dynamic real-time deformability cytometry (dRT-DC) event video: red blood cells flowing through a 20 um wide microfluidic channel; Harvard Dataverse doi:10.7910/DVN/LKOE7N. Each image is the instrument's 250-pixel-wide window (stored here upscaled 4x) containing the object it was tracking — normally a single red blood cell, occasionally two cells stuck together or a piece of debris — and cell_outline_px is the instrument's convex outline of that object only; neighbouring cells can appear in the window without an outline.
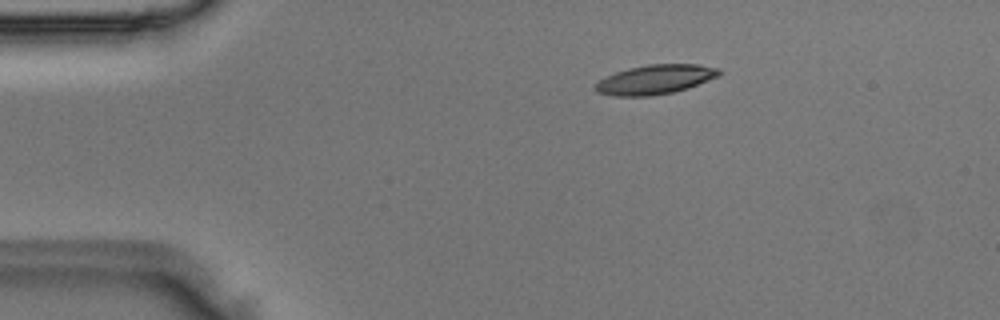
{"species": "Egyptian fruit bat (a non-hibernating species)", "species_latin": "Rousettus aegyptiacus", "temperature_condition": "room temperature", "stored_images_in_passage": 5, "camera_frame_rate_fps": 3000, "um_per_image_px": 0.085, "animal": {"sex": "male"}, "frame": {"image": 1, "passage_image": 2, "time_ms": 0.333, "image_size_px": [1000, 320], "cell_outline_px": [[720, 76], [688, 88], [672, 92], [652, 96], [612, 96], [596, 92], [592, 88], [600, 80], [616, 72], [628, 68], [648, 64], [696, 64], [720, 68]], "centroid_in_image_um": [55.69, 6.76], "position_along_channel_um": 29.3, "area_um2": 21.27}}
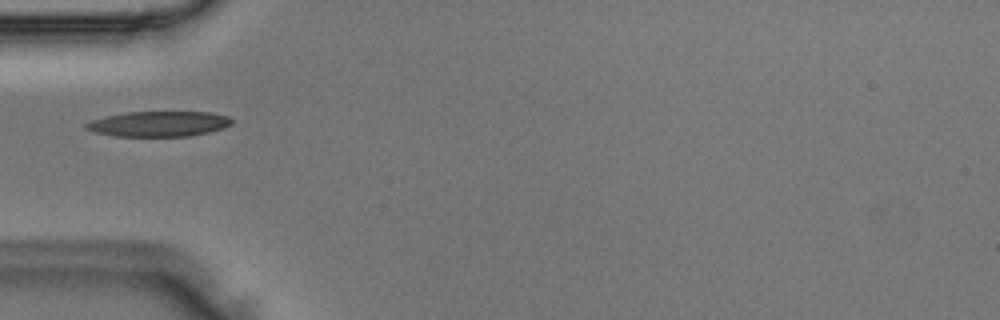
{"frame": {"image": 2, "passage_image": 4, "time_ms": 1.0, "image_size_px": [1000, 320], "cell_outline_px": [[232, 124], [224, 128], [208, 132], [188, 136], [116, 136], [96, 132], [84, 128], [84, 124], [92, 120], [108, 116], [128, 112], [212, 112], [228, 116], [232, 120]], "centroid_in_image_um": [13.53, 10.53], "position_along_channel_um": 71.5, "area_um2": 21.33}}
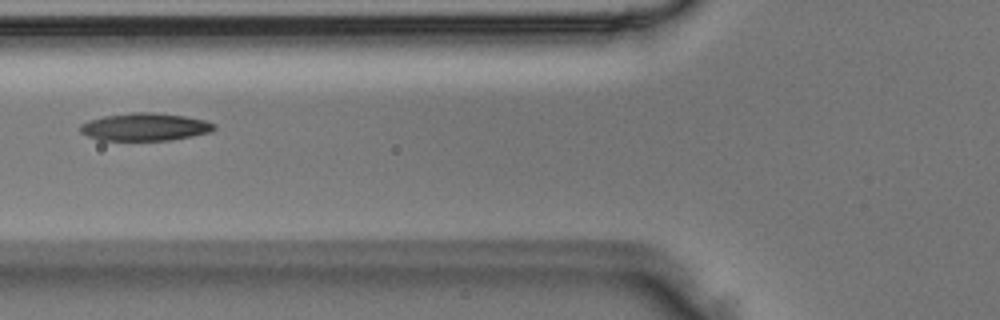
{"frame": {"image": 3, "passage_image": 5, "time_ms": 1.333, "image_size_px": [1000, 320], "cell_outline_px": [[216, 128], [212, 132], [172, 140], [100, 140], [88, 136], [80, 132], [80, 124], [88, 120], [104, 116], [132, 112], [152, 112], [184, 116], [204, 120], [216, 124]], "centroid_in_image_um": [12.33, 10.79], "position_along_channel_um": 113.5, "area_um2": 21.68}}